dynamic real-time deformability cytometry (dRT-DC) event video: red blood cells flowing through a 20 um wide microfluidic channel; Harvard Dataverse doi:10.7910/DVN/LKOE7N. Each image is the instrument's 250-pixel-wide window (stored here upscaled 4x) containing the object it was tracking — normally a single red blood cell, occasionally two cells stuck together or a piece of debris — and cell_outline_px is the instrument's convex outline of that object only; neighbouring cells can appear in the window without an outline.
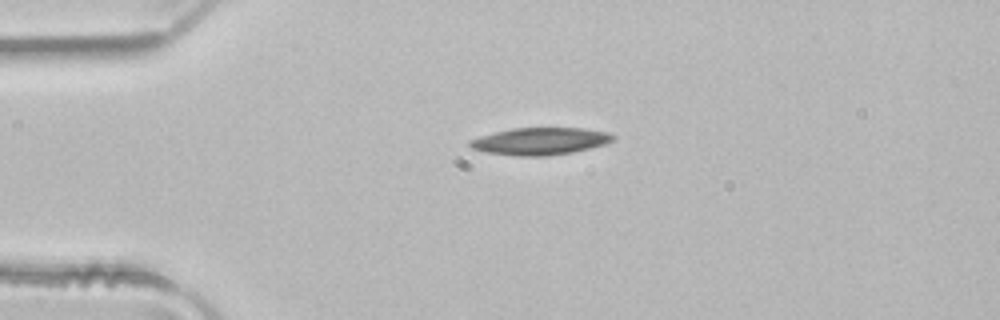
{"species": "common noctule bat (a hibernating species)", "species_latin": "Nyctalus noctula", "temperature_condition": "room temperature", "stored_images_in_passage": 4, "camera_frame_rate_fps": 3000, "um_per_image_px": 0.085, "animal": {"sex": "male", "body_mass_g": 21.5, "forearm_length_mm": 52.0}, "frame": {"image": 1, "passage_image": 2, "time_ms": 0.333, "image_size_px": [1000, 320], "cell_outline_px": [[616, 140], [604, 144], [572, 152], [548, 156], [516, 156], [484, 152], [472, 148], [468, 144], [468, 140], [480, 136], [512, 128], [584, 128], [608, 132], [616, 136]], "centroid_in_image_um": [45.91, 12.0], "position_along_channel_um": 39.1, "area_um2": 22.77}}
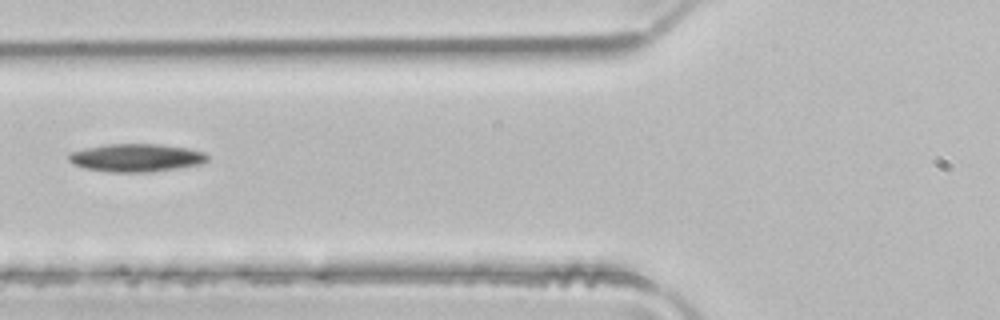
{"frame": {"image": 2, "passage_image": 4, "time_ms": 1.0, "image_size_px": [1000, 320], "cell_outline_px": [[208, 160], [204, 164], [152, 172], [112, 172], [84, 168], [72, 164], [68, 160], [68, 156], [72, 152], [84, 148], [108, 144], [160, 144], [188, 148], [204, 152], [208, 156]], "centroid_in_image_um": [11.61, 13.41], "position_along_channel_um": 114.2, "area_um2": 22.77}}